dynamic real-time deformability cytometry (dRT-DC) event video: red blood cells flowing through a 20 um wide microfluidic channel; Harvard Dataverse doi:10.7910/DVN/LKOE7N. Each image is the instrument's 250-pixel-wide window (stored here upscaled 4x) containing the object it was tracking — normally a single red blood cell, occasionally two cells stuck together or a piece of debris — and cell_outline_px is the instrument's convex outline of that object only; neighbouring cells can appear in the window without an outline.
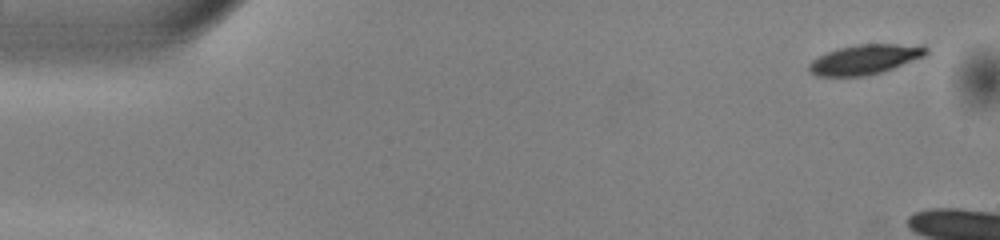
{"species": "common noctule bat (a hibernating species)", "species_latin": "Nyctalus noctula", "temperature_condition": "warm", "stored_images_in_passage": 13, "camera_frame_rate_fps": 3000, "um_per_image_px": 0.085, "animal": {"sex": "male", "body_mass_g": 13.0, "forearm_length_mm": 53.1}, "frame": {"image": 1, "passage_image": 3, "time_ms": 0.667, "image_size_px": [1000, 240], "cell_outline_px": [[928, 52], [924, 56], [892, 68], [880, 72], [864, 76], [816, 76], [808, 68], [808, 64], [812, 60], [836, 48], [856, 44], [896, 44], [928, 48]], "centroid_in_image_um": [73.45, 5.05], "position_along_channel_um": 11.5, "area_um2": 19.88}}